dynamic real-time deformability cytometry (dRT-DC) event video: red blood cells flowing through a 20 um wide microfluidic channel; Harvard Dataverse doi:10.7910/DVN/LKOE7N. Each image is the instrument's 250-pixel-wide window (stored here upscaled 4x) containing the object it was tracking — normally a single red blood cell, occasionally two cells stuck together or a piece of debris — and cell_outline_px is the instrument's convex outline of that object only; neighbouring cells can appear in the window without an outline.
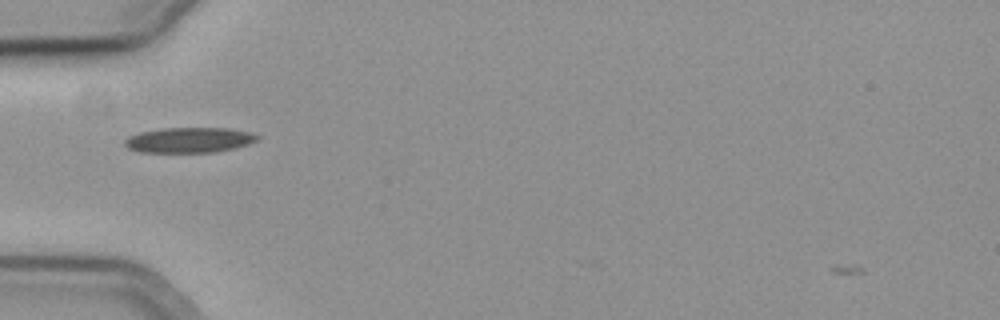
{"species": "common noctule bat (a hibernating species)", "species_latin": "Nyctalus noctula", "temperature_condition": "cold", "stored_images_in_passage": 9, "camera_frame_rate_fps": 3000, "um_per_image_px": 0.085, "animal": {"sex": "female", "body_mass_g": 19.3, "forearm_length_mm": 54.1}, "frame": {"image": 1, "passage_image": 6, "time_ms": 1.667, "image_size_px": [1000, 320], "cell_outline_px": [[260, 136], [256, 140], [248, 144], [236, 148], [216, 152], [140, 152], [128, 148], [124, 144], [124, 140], [128, 136], [140, 132], [164, 128], [232, 128], [252, 132]], "centroid_in_image_um": [16.1, 11.9], "position_along_channel_um": 68.9, "area_um2": 19.65}}